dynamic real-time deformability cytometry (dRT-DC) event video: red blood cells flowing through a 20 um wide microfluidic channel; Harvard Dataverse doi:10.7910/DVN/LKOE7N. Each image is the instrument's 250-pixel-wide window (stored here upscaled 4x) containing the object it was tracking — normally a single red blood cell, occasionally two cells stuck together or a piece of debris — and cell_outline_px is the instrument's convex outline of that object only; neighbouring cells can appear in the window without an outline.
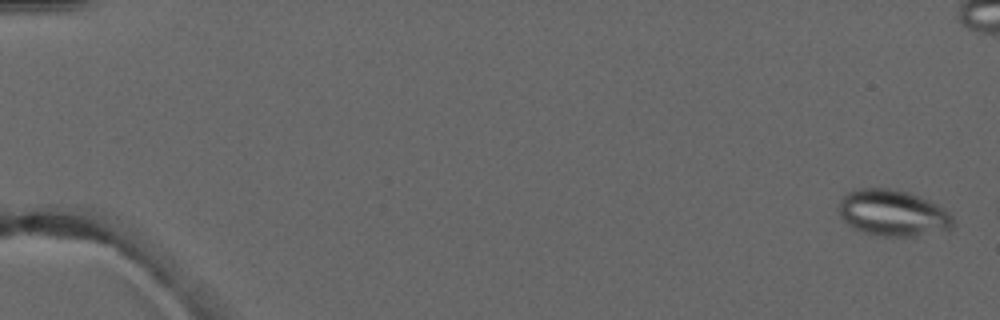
{"species": "common noctule bat (a hibernating species)", "species_latin": "Nyctalus noctula", "temperature_condition": "warm", "stored_images_in_passage": 4, "camera_frame_rate_fps": 3000, "um_per_image_px": 0.085, "animal": {"sex": "male", "forearm_length_mm": 52.5}, "frame": {"image": 1, "passage_image": 1, "time_ms": 0.0, "image_size_px": [1000, 320], "cell_outline_px": [[952, 224], [948, 232], [916, 236], [880, 236], [864, 232], [848, 224], [840, 216], [836, 208], [840, 200], [848, 192], [860, 188], [888, 188], [908, 192], [920, 196], [944, 208], [952, 216]], "centroid_in_image_um": [75.9, 18.11], "position_along_channel_um": 9.1, "area_um2": 31.04}}